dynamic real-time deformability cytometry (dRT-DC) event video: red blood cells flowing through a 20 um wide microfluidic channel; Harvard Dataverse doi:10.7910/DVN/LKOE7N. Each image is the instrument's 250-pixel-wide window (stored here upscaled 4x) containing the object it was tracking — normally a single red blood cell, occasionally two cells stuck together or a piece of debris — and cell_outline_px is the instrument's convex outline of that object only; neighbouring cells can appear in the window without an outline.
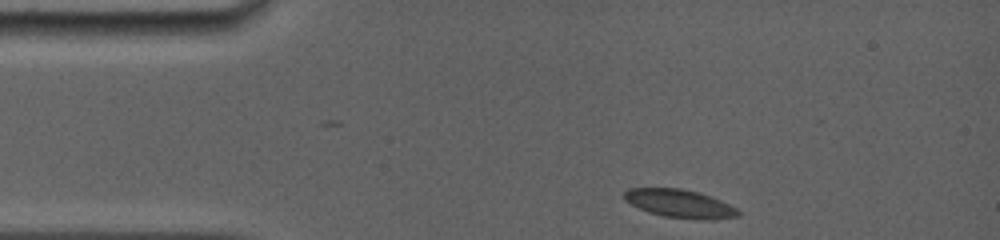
{"species": "common noctule bat (a hibernating species)", "species_latin": "Nyctalus noctula", "temperature_condition": "room temperature", "stored_images_in_passage": 4, "camera_frame_rate_fps": 5000, "um_per_image_px": 0.085, "animal": {"sex": "female", "body_mass_g": 19.0, "forearm_length_mm": 56.7}, "frame": {"image": 1, "passage_image": 1, "time_ms": 0.0, "image_size_px": [1000, 240], "cell_outline_px": [[740, 216], [712, 220], [704, 220], [664, 216], [648, 212], [624, 200], [624, 192], [628, 188], [680, 188], [700, 192], [712, 196], [736, 208], [740, 212]], "centroid_in_image_um": [57.8, 17.3], "position_along_channel_um": 27.2, "area_um2": 18.79}}